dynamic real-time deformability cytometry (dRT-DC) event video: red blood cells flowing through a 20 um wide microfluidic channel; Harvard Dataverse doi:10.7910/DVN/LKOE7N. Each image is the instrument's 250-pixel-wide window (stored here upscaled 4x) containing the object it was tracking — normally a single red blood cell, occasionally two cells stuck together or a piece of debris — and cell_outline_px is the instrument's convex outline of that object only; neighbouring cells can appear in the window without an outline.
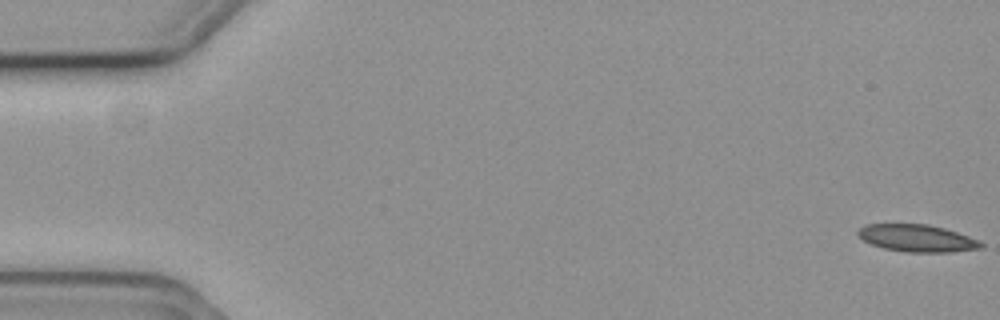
{"species": "common noctule bat (a hibernating species)", "species_latin": "Nyctalus noctula", "temperature_condition": "cold", "stored_images_in_passage": 57, "camera_frame_rate_fps": 3000, "um_per_image_px": 0.085, "animal": {"sex": "female", "body_mass_g": 19.3, "forearm_length_mm": 54.1}, "frame": {"image": 1, "passage_image": 1, "time_ms": 0.0, "image_size_px": [1000, 320], "cell_outline_px": [[984, 244], [980, 248], [952, 252], [904, 252], [884, 248], [872, 244], [864, 240], [856, 232], [860, 228], [868, 224], [924, 224], [944, 228], [968, 236]], "centroid_in_image_um": [77.94, 20.25], "position_along_channel_um": 7.1, "area_um2": 19.19}}
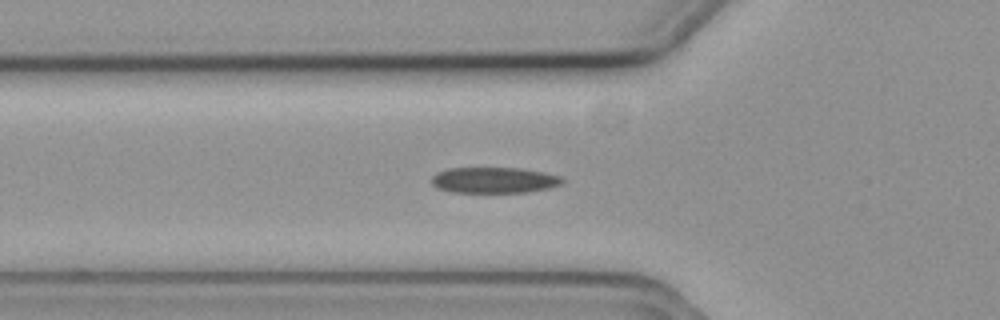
{"frame": {"image": 2, "passage_image": 20, "time_ms": 6.333, "image_size_px": [1000, 320], "cell_outline_px": [[564, 180], [560, 184], [548, 188], [524, 192], [452, 192], [436, 188], [432, 184], [432, 176], [436, 172], [448, 168], [520, 168], [544, 172], [560, 176]], "centroid_in_image_um": [41.95, 15.3], "position_along_channel_um": 83.8, "area_um2": 19.65}}
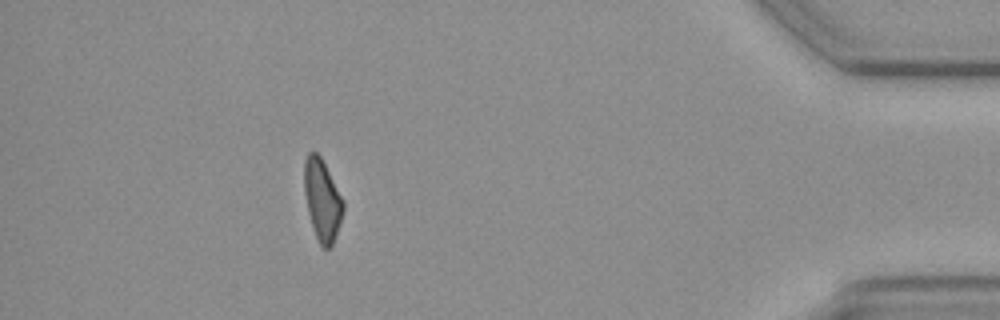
{"frame": {"image": 3, "passage_image": 51, "time_ms": 16.667, "image_size_px": [1000, 320], "cell_outline_px": [[344, 212], [332, 248], [324, 248], [320, 244], [312, 228], [308, 212], [304, 192], [304, 160], [308, 152], [316, 152], [320, 156], [344, 200]], "centroid_in_image_um": [27.39, 17.02], "position_along_channel_um": 407.8, "area_um2": 18.61}}